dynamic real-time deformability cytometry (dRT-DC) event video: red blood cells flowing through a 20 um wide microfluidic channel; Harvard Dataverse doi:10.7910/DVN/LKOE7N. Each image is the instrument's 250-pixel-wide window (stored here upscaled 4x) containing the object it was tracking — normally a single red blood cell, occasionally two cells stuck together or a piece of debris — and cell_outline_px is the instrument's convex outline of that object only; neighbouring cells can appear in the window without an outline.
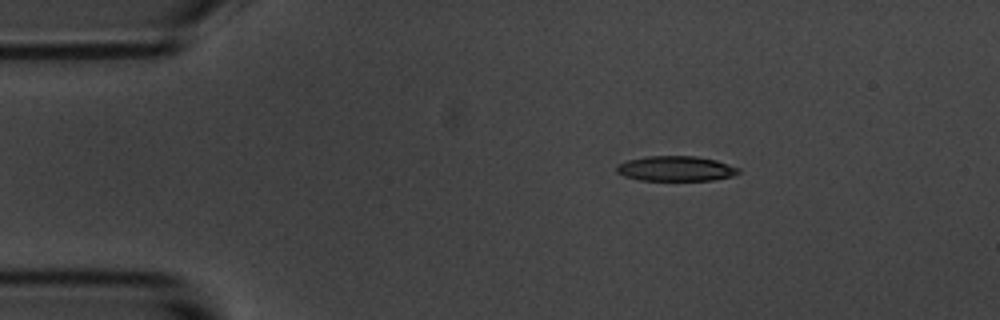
{"species": "common noctule bat (a hibernating species)", "species_latin": "Nyctalus noctula", "temperature_condition": "room temperature", "stored_images_in_passage": 4, "camera_frame_rate_fps": 3000, "um_per_image_px": 0.085, "animal": {"sex": "male", "body_mass_g": 20.1, "forearm_length_mm": 53.5}, "frame": {"image": 1, "passage_image": 3, "time_ms": 2.333, "image_size_px": [1000, 320], "cell_outline_px": [[740, 172], [732, 176], [712, 180], [640, 180], [624, 176], [616, 172], [616, 168], [620, 164], [628, 160], [648, 156], [696, 156], [716, 160], [740, 168]], "centroid_in_image_um": [57.46, 14.33], "position_along_channel_um": 27.5, "area_um2": 17.69}}